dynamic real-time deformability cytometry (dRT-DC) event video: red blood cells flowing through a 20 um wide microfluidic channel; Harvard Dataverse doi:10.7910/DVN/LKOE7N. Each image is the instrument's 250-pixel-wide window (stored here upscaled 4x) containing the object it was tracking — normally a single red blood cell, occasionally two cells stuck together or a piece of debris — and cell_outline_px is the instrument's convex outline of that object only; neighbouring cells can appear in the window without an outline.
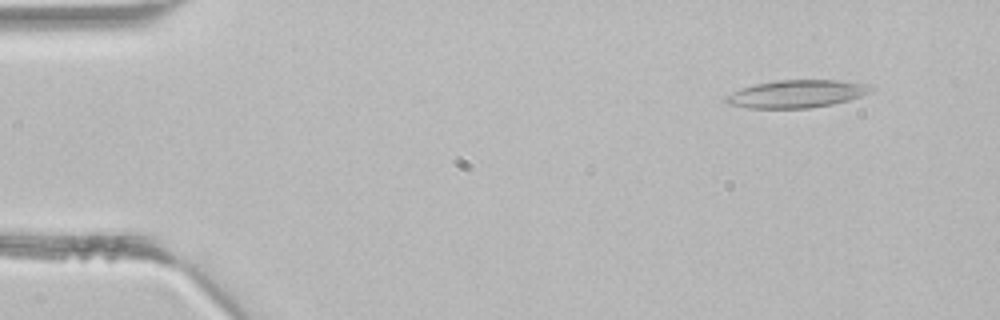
{"species": "common noctule bat (a hibernating species)", "species_latin": "Nyctalus noctula", "temperature_condition": "room temperature", "stored_images_in_passage": 43, "camera_frame_rate_fps": 3000, "um_per_image_px": 0.085, "animal": {"sex": "male", "body_mass_g": 21.5, "forearm_length_mm": 52.0}, "frame": {"image": 1, "passage_image": 4, "time_ms": 1.0, "image_size_px": [1000, 320], "cell_outline_px": [[876, 88], [872, 92], [848, 100], [832, 104], [808, 108], [748, 108], [728, 104], [724, 100], [724, 96], [740, 88], [752, 84], [776, 80], [840, 80], [868, 84]], "centroid_in_image_um": [67.7, 7.97], "position_along_channel_um": 17.3, "area_um2": 23.64}}
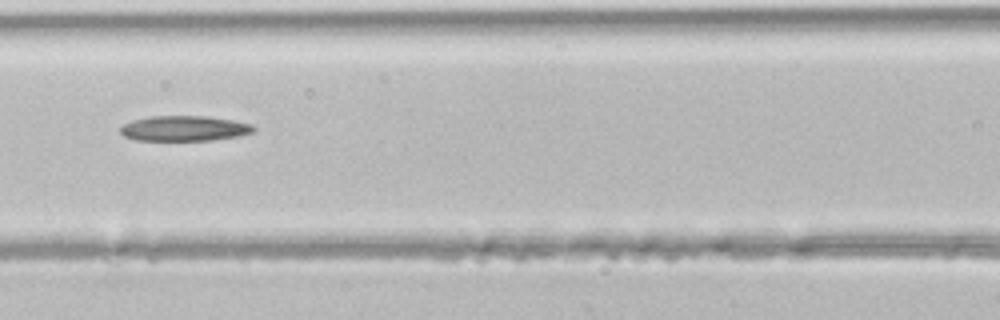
{"frame": {"image": 2, "passage_image": 19, "time_ms": 6.0, "image_size_px": [1000, 320], "cell_outline_px": [[256, 128], [252, 132], [236, 136], [212, 140], [136, 140], [124, 136], [120, 132], [120, 128], [124, 124], [132, 120], [152, 116], [208, 116], [232, 120], [252, 124]], "centroid_in_image_um": [15.65, 10.91], "position_along_channel_um": 150.9, "area_um2": 19.48}}
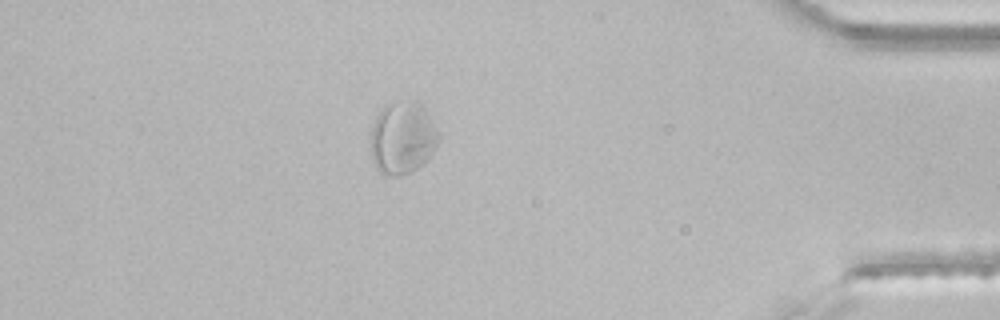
{"frame": {"image": 3, "passage_image": 38, "time_ms": 12.333, "image_size_px": [1000, 320], "cell_outline_px": [[440, 140], [432, 152], [416, 168], [400, 176], [384, 176], [376, 168], [372, 160], [372, 124], [376, 116], [384, 104], [412, 100], [416, 100], [424, 108], [440, 132]], "centroid_in_image_um": [34.21, 11.7], "position_along_channel_um": 401.0, "area_um2": 28.61}}